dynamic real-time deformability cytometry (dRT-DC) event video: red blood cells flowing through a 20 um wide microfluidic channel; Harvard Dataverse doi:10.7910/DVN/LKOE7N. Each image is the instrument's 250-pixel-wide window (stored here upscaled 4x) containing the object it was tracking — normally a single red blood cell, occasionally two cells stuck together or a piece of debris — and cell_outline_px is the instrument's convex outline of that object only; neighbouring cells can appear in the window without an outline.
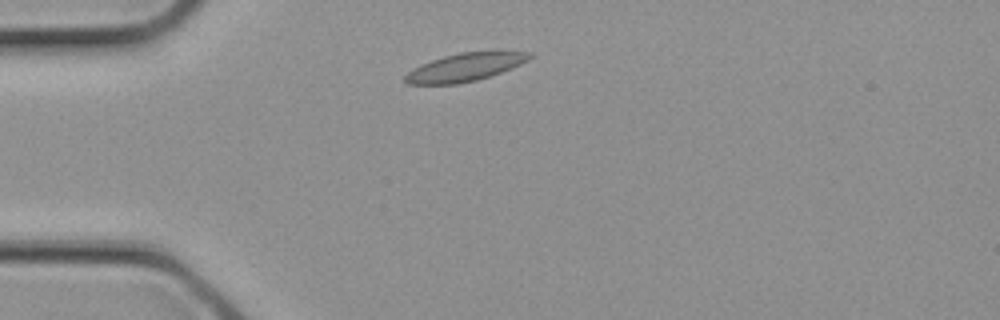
{"species": "common noctule bat (a hibernating species)", "species_latin": "Nyctalus noctula", "temperature_condition": "cold", "stored_images_in_passage": 1, "camera_frame_rate_fps": 3000, "um_per_image_px": 0.085, "animal": {"sex": "female", "body_mass_g": 21.9}, "frame": {"image": 1, "passage_image": 1, "time_ms": 0.0, "image_size_px": [1000, 320], "cell_outline_px": [[532, 56], [528, 60], [512, 68], [476, 80], [456, 84], [408, 84], [404, 80], [404, 76], [412, 68], [420, 64], [444, 56], [460, 52], [496, 48], [532, 52]], "centroid_in_image_um": [39.6, 5.65], "position_along_channel_um": 45.4, "area_um2": 21.04}}